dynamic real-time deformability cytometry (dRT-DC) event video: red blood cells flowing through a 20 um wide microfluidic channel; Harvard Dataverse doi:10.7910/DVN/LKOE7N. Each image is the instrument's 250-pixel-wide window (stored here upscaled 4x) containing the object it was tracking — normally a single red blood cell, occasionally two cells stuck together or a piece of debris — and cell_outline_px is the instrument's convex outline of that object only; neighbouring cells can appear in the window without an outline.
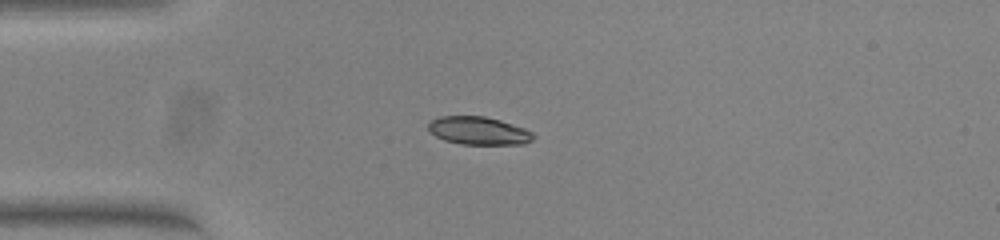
{"species": "common noctule bat (a hibernating species)", "species_latin": "Nyctalus noctula", "temperature_condition": "warm", "stored_images_in_passage": 33, "camera_frame_rate_fps": 3000, "um_per_image_px": 0.085, "animal": {"sex": "female", "body_mass_g": 23.0, "forearm_length_mm": 53.4}, "frame": {"image": 1, "passage_image": 1, "time_ms": 0.0, "image_size_px": [1000, 240], "cell_outline_px": [[536, 136], [532, 140], [524, 144], [460, 144], [444, 140], [436, 136], [428, 128], [428, 124], [432, 120], [440, 116], [484, 116], [500, 120], [524, 128], [532, 132]], "centroid_in_image_um": [40.7, 11.11], "position_along_channel_um": 44.3, "area_um2": 17.05}}
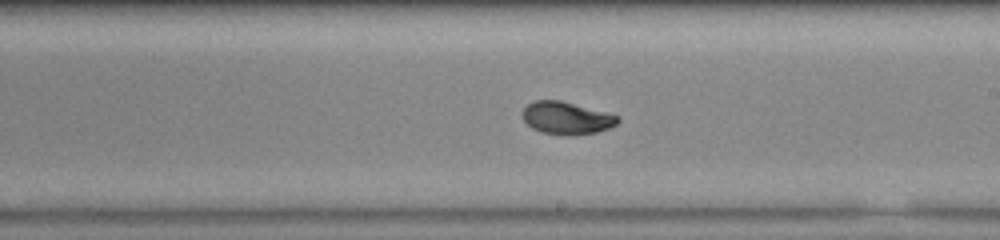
{"frame": {"image": 2, "passage_image": 18, "time_ms": 5.667, "image_size_px": [1000, 240], "cell_outline_px": [[620, 120], [616, 124], [608, 128], [596, 132], [572, 136], [568, 136], [540, 132], [532, 128], [524, 120], [524, 108], [528, 104], [536, 100], [560, 100], [620, 116]], "centroid_in_image_um": [48.17, 10.04], "position_along_channel_um": 240.8, "area_um2": 17.92}}
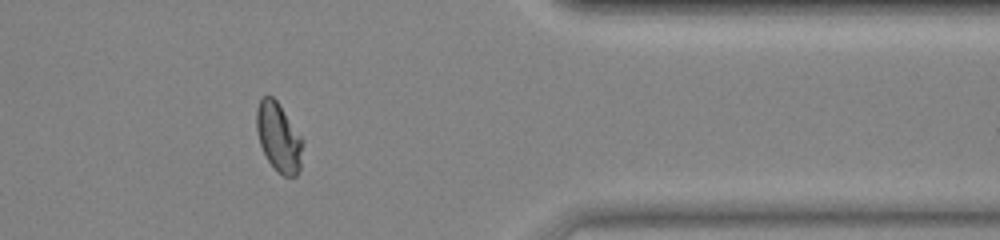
{"frame": {"image": 3, "passage_image": 31, "time_ms": 10.0, "image_size_px": [1000, 240], "cell_outline_px": [[304, 140], [300, 168], [296, 176], [284, 176], [276, 172], [268, 160], [260, 144], [256, 128], [256, 108], [260, 100], [264, 96], [272, 96], [276, 100]], "centroid_in_image_um": [23.69, 11.69], "position_along_channel_um": 387.7, "area_um2": 18.55}, "authors_computed_cell_mechanics": {"area_um2": 18.0336, "velocity_mm_per_s": 3.8294, "shape_relaxation_time_tau1_ms": 3.5002, "shape_relaxation_time_tau2_ms": null, "deformation_change_tau1": 0.1622, "deformation_change_tau2": null}}